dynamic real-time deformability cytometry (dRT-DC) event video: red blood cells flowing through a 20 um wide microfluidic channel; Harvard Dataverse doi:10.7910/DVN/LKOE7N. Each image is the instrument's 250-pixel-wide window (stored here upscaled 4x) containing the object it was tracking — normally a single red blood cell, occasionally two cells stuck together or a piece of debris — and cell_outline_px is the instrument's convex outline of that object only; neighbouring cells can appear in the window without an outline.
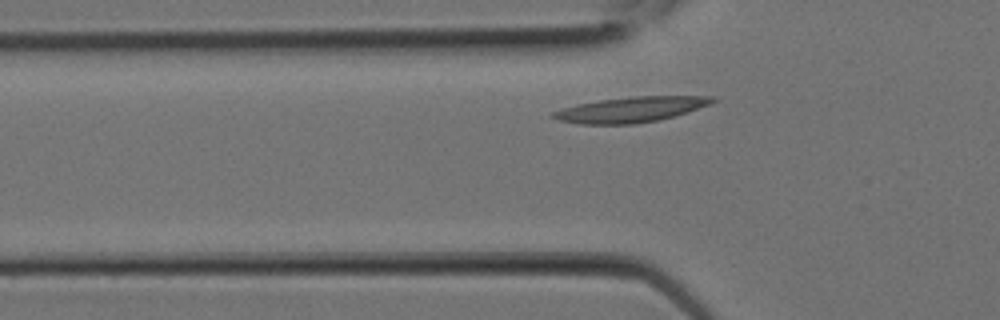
{"species": "Egyptian fruit bat (a non-hibernating species)", "species_latin": "Rousettus aegyptiacus", "temperature_condition": "room temperature", "stored_images_in_passage": 4, "segment_of_instrument_passage": [2, 2], "camera_frame_rate_fps": 3000, "um_per_image_px": 0.085, "animal": {"sex": "female"}, "frame": {"image": 1, "passage_image": 4, "time_ms": 1.0, "image_size_px": [1000, 320], "cell_outline_px": [[720, 100], [712, 104], [688, 112], [656, 120], [636, 124], [580, 124], [556, 120], [548, 116], [552, 112], [576, 104], [600, 100], [632, 96], [716, 96]], "centroid_in_image_um": [53.64, 9.3], "position_along_channel_um": 72.2, "area_um2": 23.76}}